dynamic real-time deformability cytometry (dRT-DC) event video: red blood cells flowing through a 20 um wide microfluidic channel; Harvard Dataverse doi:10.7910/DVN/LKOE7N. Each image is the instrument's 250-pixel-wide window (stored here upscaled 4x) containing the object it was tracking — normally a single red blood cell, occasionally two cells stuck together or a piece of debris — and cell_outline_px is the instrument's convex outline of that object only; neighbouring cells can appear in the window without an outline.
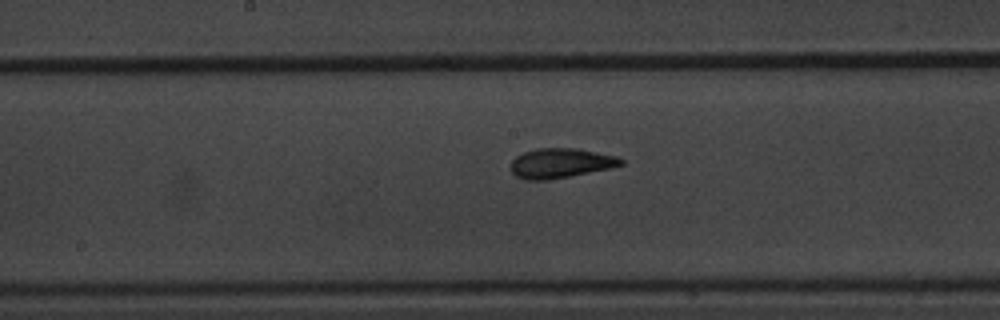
{"species": "common noctule bat (a hibernating species)", "species_latin": "Nyctalus noctula", "temperature_condition": "warm", "stored_images_in_passage": 14, "camera_frame_rate_fps": 3000, "um_per_image_px": 0.085, "animal": {"sex": "male", "body_mass_g": 20.1, "forearm_length_mm": 53.5}, "frame": {"image": 1, "passage_image": 10, "time_ms": 3.0, "image_size_px": [1000, 320], "cell_outline_px": [[624, 164], [612, 168], [548, 180], [524, 180], [516, 176], [512, 172], [512, 160], [516, 156], [524, 152], [536, 148], [580, 148], [616, 156], [624, 160]], "centroid_in_image_um": [47.67, 13.86], "position_along_channel_um": 200.5, "area_um2": 19.19}}
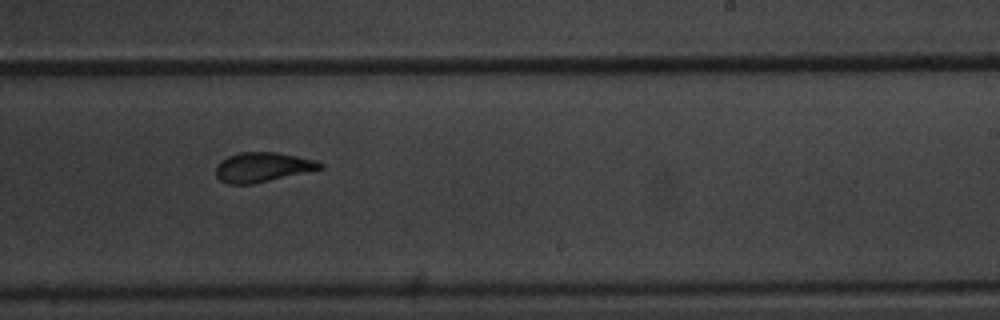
{"frame": {"image": 2, "passage_image": 12, "time_ms": 3.667, "image_size_px": [1000, 320], "cell_outline_px": [[324, 168], [252, 184], [228, 184], [220, 180], [216, 176], [216, 164], [220, 160], [228, 156], [240, 152], [276, 152], [316, 160], [324, 164]], "centroid_in_image_um": [22.29, 14.2], "position_along_channel_um": 266.7, "area_um2": 17.98}}